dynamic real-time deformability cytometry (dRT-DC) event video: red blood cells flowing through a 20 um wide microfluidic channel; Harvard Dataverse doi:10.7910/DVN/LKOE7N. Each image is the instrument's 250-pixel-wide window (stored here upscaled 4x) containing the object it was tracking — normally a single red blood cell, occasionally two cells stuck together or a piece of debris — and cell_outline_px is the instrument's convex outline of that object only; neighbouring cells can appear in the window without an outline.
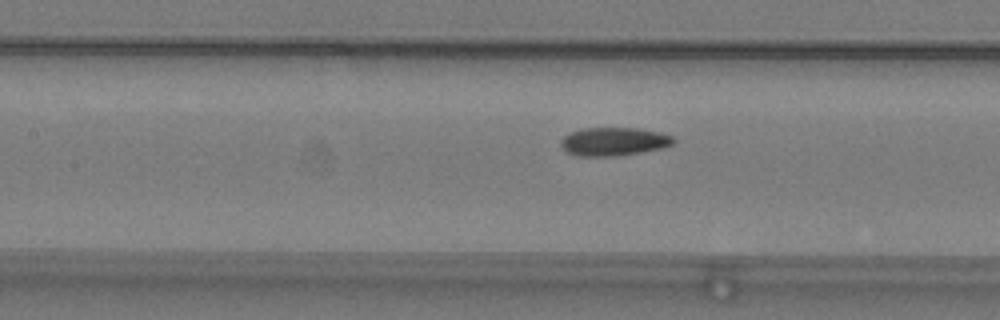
{"species": "common noctule bat (a hibernating species)", "species_latin": "Nyctalus noctula", "temperature_condition": "warm", "stored_images_in_passage": 43, "camera_frame_rate_fps": 3000, "um_per_image_px": 0.085, "animal": {"sex": "male", "body_mass_g": 19.2, "forearm_length_mm": 51.8}, "frame": {"image": 1, "passage_image": 25, "time_ms": 8.0, "image_size_px": [1000, 320], "cell_outline_px": [[676, 140], [672, 144], [660, 148], [620, 156], [576, 156], [568, 152], [560, 144], [560, 140], [564, 136], [572, 132], [584, 128], [636, 128], [660, 132], [672, 136]], "centroid_in_image_um": [52.17, 12.03], "position_along_channel_um": 155.2, "area_um2": 18.5}}
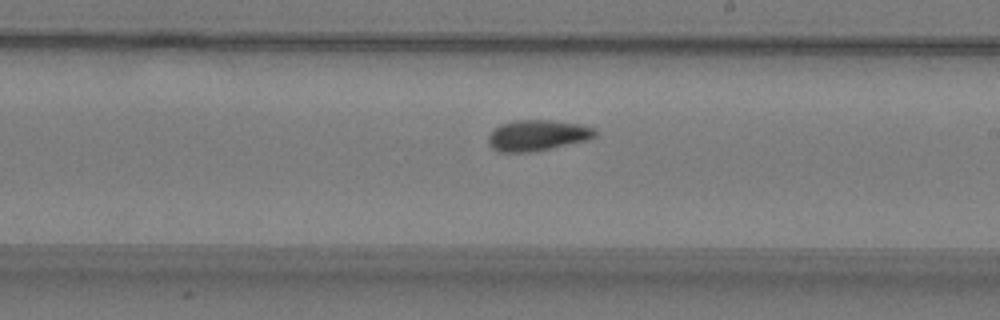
{"frame": {"image": 2, "passage_image": 32, "time_ms": 10.333, "image_size_px": [1000, 320], "cell_outline_px": [[596, 136], [588, 140], [528, 152], [500, 152], [492, 148], [488, 144], [488, 136], [500, 124], [512, 120], [552, 120], [580, 124], [592, 128], [596, 132]], "centroid_in_image_um": [45.65, 11.49], "position_along_channel_um": 243.4, "area_um2": 19.02}}
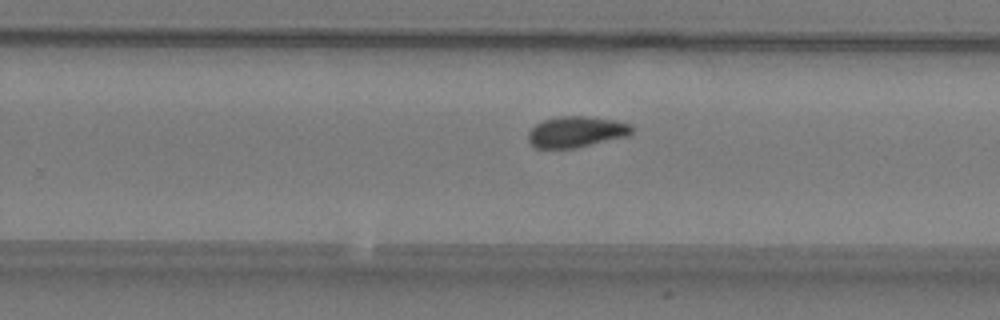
{"frame": {"image": 3, "passage_image": 35, "time_ms": 11.333, "image_size_px": [1000, 320], "cell_outline_px": [[632, 132], [628, 136], [576, 148], [536, 148], [528, 140], [528, 132], [536, 124], [544, 120], [560, 116], [588, 116], [612, 120], [628, 124], [632, 128]], "centroid_in_image_um": [48.96, 11.21], "position_along_channel_um": 280.8, "area_um2": 18.55}, "authors_computed_cell_mechanics": {"area_um2": 18.6116, "velocity_mm_per_s": 3.7893, "shape_relaxation_time_tau1_ms": 7.3167, "shape_relaxation_time_tau2_ms": 4.4004, "deformation_change_tau1": 0.1458, "deformation_change_tau2": 0.093}}